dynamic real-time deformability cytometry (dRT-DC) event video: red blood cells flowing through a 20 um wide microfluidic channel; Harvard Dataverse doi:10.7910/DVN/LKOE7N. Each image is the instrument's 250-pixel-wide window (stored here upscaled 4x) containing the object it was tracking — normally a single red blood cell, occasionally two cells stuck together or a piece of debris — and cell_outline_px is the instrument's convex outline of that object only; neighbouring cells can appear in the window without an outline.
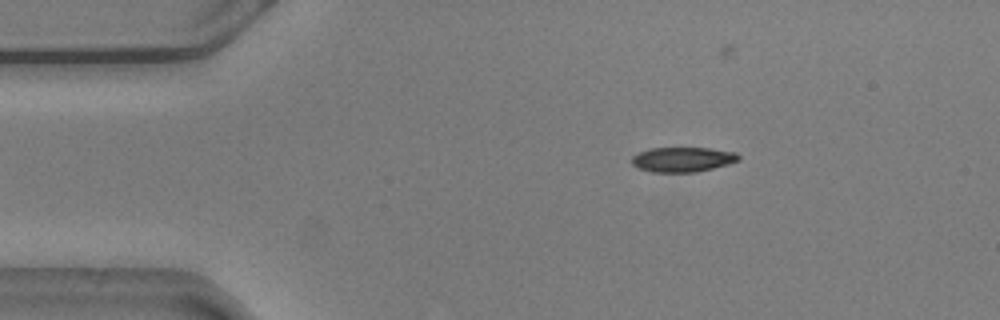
{"species": "common noctule bat (a hibernating species)", "species_latin": "Nyctalus noctula", "temperature_condition": "warm", "stored_images_in_passage": 35, "camera_frame_rate_fps": 3000, "um_per_image_px": 0.085, "animal": {"sex": "male", "body_mass_g": 20.5, "forearm_length_mm": 52.5}, "frame": {"image": 1, "passage_image": 1, "time_ms": 0.0, "image_size_px": [1000, 320], "cell_outline_px": [[740, 160], [728, 164], [696, 172], [652, 172], [640, 168], [632, 164], [632, 156], [648, 148], [708, 148], [736, 152], [740, 156]], "centroid_in_image_um": [58.04, 13.55], "position_along_channel_um": 27.0, "area_um2": 15.37}}
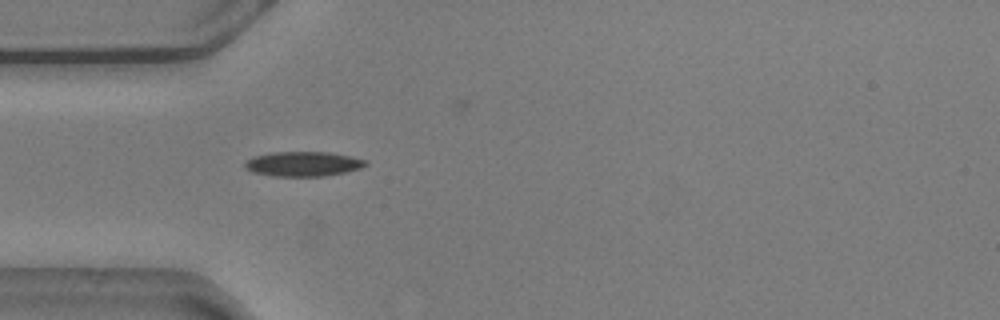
{"frame": {"image": 2, "passage_image": 8, "time_ms": 2.333, "image_size_px": [1000, 320], "cell_outline_px": [[368, 164], [360, 168], [344, 172], [324, 176], [272, 176], [252, 172], [244, 168], [244, 164], [252, 156], [272, 152], [332, 152], [352, 156], [368, 160]], "centroid_in_image_um": [25.77, 13.92], "position_along_channel_um": 59.2, "area_um2": 17.57}}
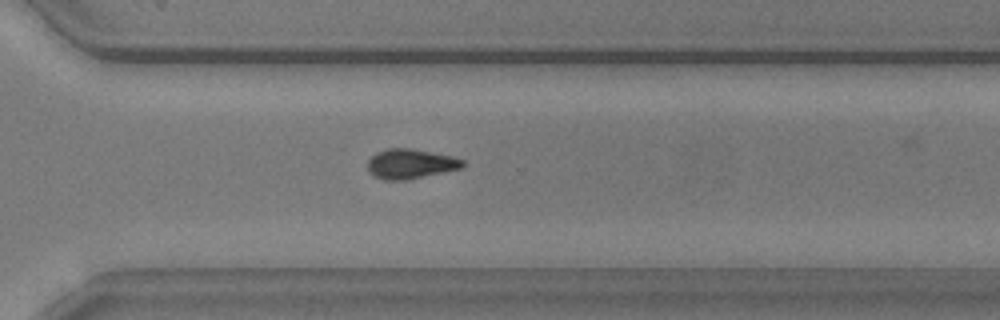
{"frame": {"image": 3, "passage_image": 31, "time_ms": 10.0, "image_size_px": [1000, 320], "cell_outline_px": [[468, 164], [464, 168], [404, 180], [384, 180], [372, 176], [368, 172], [368, 160], [376, 152], [388, 148], [408, 148], [452, 156], [464, 160]], "centroid_in_image_um": [34.9, 13.93], "position_along_channel_um": 335.7, "area_um2": 16.59}}